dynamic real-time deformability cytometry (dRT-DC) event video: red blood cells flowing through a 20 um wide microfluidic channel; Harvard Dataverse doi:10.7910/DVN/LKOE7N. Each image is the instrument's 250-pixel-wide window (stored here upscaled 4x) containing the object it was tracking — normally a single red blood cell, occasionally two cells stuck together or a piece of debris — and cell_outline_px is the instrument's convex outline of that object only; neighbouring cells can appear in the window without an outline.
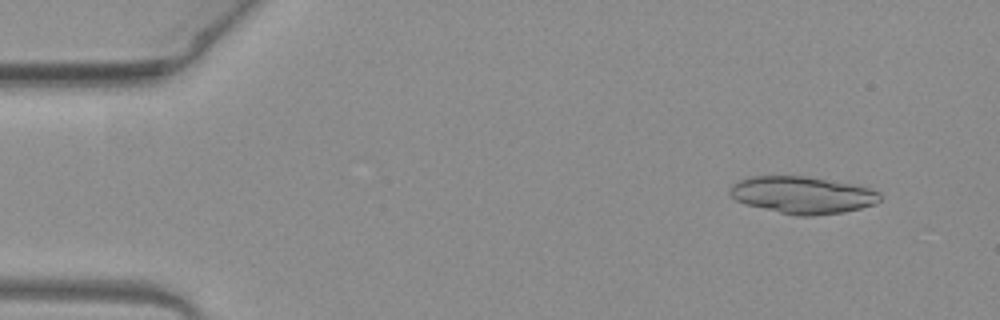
{"species": "common noctule bat (a hibernating species)", "species_latin": "Nyctalus noctula", "temperature_condition": "warm", "stored_images_in_passage": 25, "camera_frame_rate_fps": 3000, "um_per_image_px": 0.085, "animal": {"sex": "female", "body_mass_g": 19.3, "forearm_length_mm": 54.1}, "frame": {"image": 1, "passage_image": 1, "time_ms": 0.0, "image_size_px": [1000, 320], "cell_outline_px": [[880, 200], [876, 204], [844, 212], [812, 216], [800, 216], [780, 212], [744, 204], [736, 200], [728, 192], [732, 184], [748, 176], [804, 176], [852, 184], [868, 188], [880, 192]], "centroid_in_image_um": [68.19, 16.57], "position_along_channel_um": 16.8, "area_um2": 32.31}}